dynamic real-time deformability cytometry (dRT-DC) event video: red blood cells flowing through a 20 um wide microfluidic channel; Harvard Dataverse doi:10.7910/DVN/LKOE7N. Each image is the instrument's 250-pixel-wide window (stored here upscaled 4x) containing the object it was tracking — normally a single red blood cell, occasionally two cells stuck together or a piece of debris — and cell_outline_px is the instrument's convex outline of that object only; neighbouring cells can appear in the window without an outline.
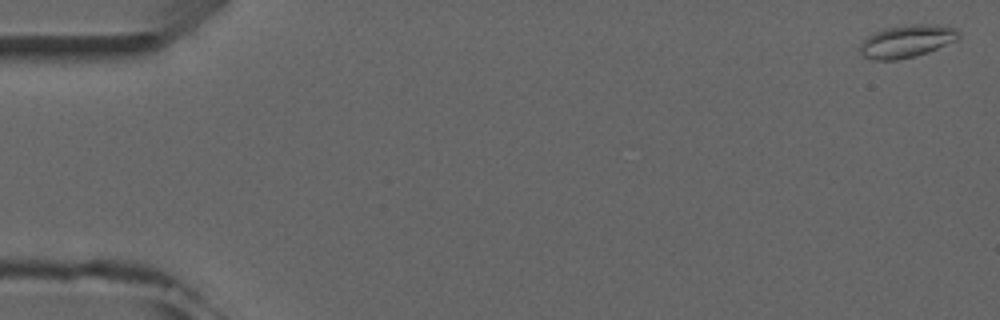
{"species": "common noctule bat (a hibernating species)", "species_latin": "Nyctalus noctula", "temperature_condition": "room temperature", "stored_images_in_passage": 5, "camera_frame_rate_fps": 3000, "um_per_image_px": 0.085, "animal": {"sex": "male", "forearm_length_mm": 52.5}, "frame": {"image": 1, "passage_image": 1, "time_ms": 0.0, "image_size_px": [1000, 320], "cell_outline_px": [[960, 36], [956, 40], [928, 52], [916, 56], [896, 60], [872, 60], [864, 56], [860, 52], [860, 44], [868, 36], [884, 28], [912, 24], [936, 24], [956, 28], [960, 32]], "centroid_in_image_um": [77.09, 3.5], "position_along_channel_um": 7.9, "area_um2": 18.73}}
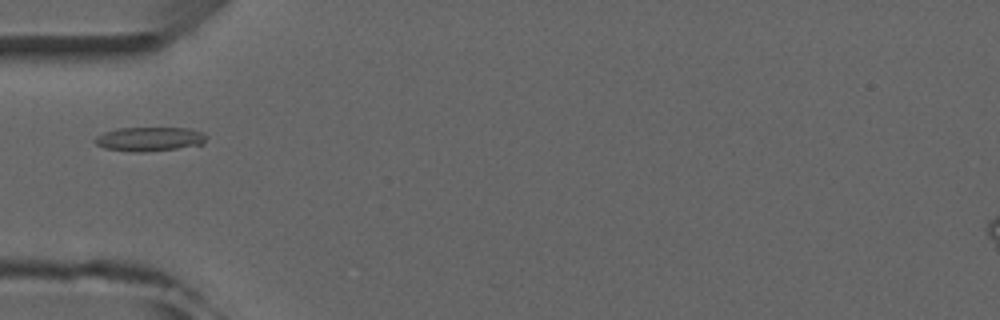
{"frame": {"image": 2, "passage_image": 5, "time_ms": 5.333, "image_size_px": [1000, 320], "cell_outline_px": [[208, 136], [204, 144], [176, 148], [144, 152], [132, 152], [104, 148], [96, 144], [92, 140], [96, 136], [104, 132], [116, 128], [188, 128], [204, 132]], "centroid_in_image_um": [12.7, 11.81], "position_along_channel_um": 72.3, "area_um2": 15.84}}